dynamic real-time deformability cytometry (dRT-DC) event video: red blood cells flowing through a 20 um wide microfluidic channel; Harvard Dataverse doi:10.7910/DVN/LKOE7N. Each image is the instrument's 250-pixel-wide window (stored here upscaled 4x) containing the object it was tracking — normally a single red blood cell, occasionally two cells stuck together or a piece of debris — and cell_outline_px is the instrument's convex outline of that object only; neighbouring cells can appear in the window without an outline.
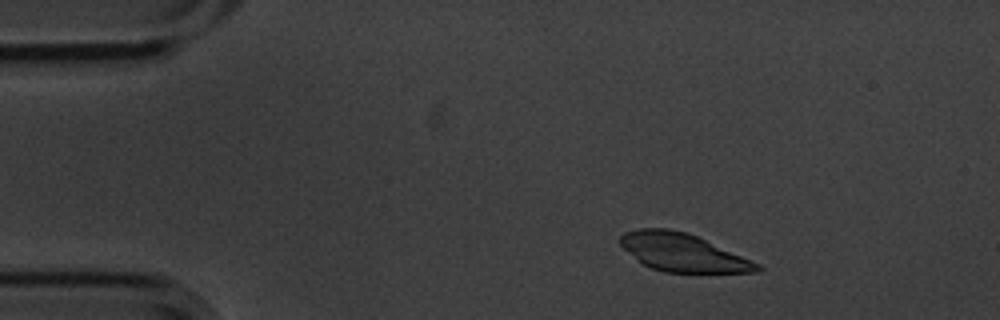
{"species": "common noctule bat (a hibernating species)", "species_latin": "Nyctalus noctula", "temperature_condition": "cold", "stored_images_in_passage": 3, "camera_frame_rate_fps": 3000, "um_per_image_px": 0.085, "animal": {"sex": "male", "body_mass_g": 20.1, "forearm_length_mm": 53.5}, "frame": {"image": 1, "passage_image": 2, "time_ms": 0.333, "image_size_px": [1000, 320], "cell_outline_px": [[764, 268], [760, 272], [664, 272], [652, 268], [636, 260], [616, 240], [624, 232], [640, 228], [668, 228], [688, 232], [760, 264]], "centroid_in_image_um": [58.0, 21.45], "position_along_channel_um": 27.0, "area_um2": 30.23}}